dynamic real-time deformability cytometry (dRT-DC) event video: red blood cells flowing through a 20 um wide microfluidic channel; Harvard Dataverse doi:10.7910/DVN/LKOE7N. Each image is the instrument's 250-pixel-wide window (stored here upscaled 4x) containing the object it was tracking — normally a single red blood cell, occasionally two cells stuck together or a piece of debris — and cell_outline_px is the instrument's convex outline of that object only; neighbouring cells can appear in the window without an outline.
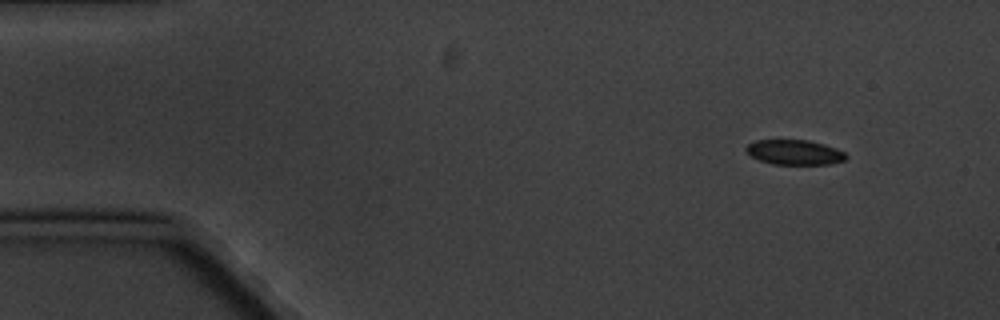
{"species": "common noctule bat (a hibernating species)", "species_latin": "Nyctalus noctula", "temperature_condition": "cold", "stored_images_in_passage": 5, "segment_of_instrument_passage": [1, 2], "camera_frame_rate_fps": 3000, "um_per_image_px": 0.085, "animal": {"sex": "male", "body_mass_g": 20.1, "forearm_length_mm": 53.5}, "frame": {"image": 1, "passage_image": 1, "time_ms": 0.0, "image_size_px": [1000, 320], "cell_outline_px": [[848, 156], [844, 160], [828, 164], [772, 164], [760, 160], [752, 156], [744, 148], [748, 144], [756, 140], [808, 140], [824, 144], [836, 148], [844, 152]], "centroid_in_image_um": [67.54, 12.94], "position_along_channel_um": 17.5, "area_um2": 14.39}}